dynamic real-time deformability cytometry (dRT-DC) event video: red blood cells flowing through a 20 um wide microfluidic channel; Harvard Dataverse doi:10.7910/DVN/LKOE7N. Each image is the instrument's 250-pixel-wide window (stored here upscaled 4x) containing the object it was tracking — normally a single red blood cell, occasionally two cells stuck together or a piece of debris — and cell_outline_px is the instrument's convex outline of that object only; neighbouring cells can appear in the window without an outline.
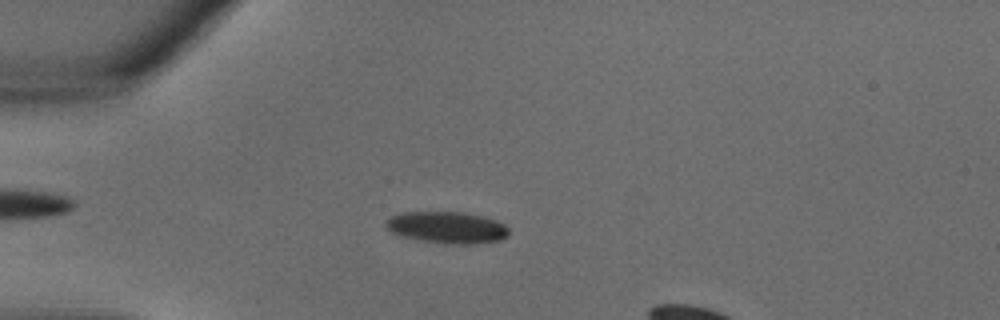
{"species": "common noctule bat (a hibernating species)", "species_latin": "Nyctalus noctula", "temperature_condition": "warm", "stored_images_in_passage": 31, "camera_frame_rate_fps": 3000, "um_per_image_px": 0.085, "animal": {"sex": "male", "body_mass_g": 18.8}, "frame": {"image": 1, "passage_image": 9, "time_ms": 2.667, "image_size_px": [1000, 320], "cell_outline_px": [[508, 236], [500, 240], [472, 244], [444, 244], [420, 240], [404, 236], [392, 232], [384, 224], [384, 220], [392, 216], [404, 212], [460, 212], [484, 216], [496, 220], [504, 224], [508, 228]], "centroid_in_image_um": [38.01, 19.33], "position_along_channel_um": 47.0, "area_um2": 22.72}}
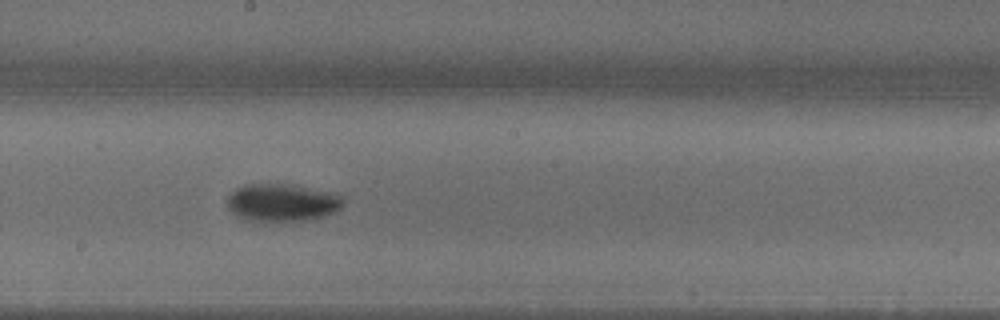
{"frame": {"image": 2, "passage_image": 19, "time_ms": 6.0, "image_size_px": [1000, 320], "cell_outline_px": [[344, 204], [336, 212], [324, 216], [304, 220], [248, 220], [232, 212], [228, 208], [228, 196], [236, 188], [248, 184], [288, 184], [332, 192], [340, 196]], "centroid_in_image_um": [23.99, 17.2], "position_along_channel_um": 224.2, "area_um2": 24.97}}
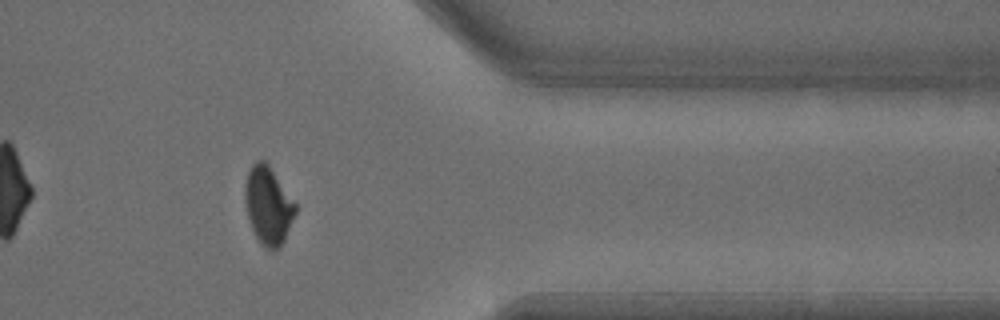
{"frame": {"image": 3, "passage_image": 28, "time_ms": 9.0, "image_size_px": [1000, 320], "cell_outline_px": [[296, 212], [284, 240], [276, 248], [264, 248], [260, 244], [252, 228], [248, 216], [244, 200], [244, 184], [248, 172], [252, 164], [256, 160], [264, 160], [268, 164], [296, 204]], "centroid_in_image_um": [22.77, 17.44], "position_along_channel_um": 388.6, "area_um2": 22.54}}